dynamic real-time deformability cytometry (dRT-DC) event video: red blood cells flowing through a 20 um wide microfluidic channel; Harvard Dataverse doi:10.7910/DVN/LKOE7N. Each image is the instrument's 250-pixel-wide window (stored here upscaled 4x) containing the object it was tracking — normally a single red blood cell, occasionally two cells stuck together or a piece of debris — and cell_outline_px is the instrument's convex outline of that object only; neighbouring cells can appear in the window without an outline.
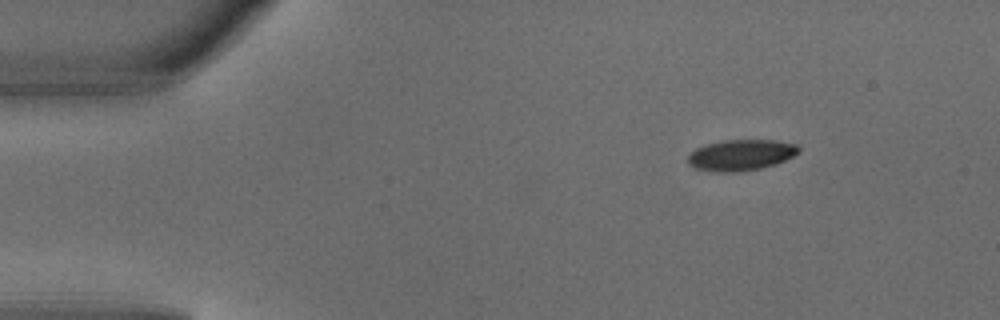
{"species": "common noctule bat (a hibernating species)", "species_latin": "Nyctalus noctula", "temperature_condition": "warm", "stored_images_in_passage": 3, "camera_frame_rate_fps": 3000, "um_per_image_px": 0.085, "animal": {"sex": "male", "body_mass_g": 18.8}, "frame": {"image": 1, "passage_image": 3, "time_ms": 0.667, "image_size_px": [1000, 320], "cell_outline_px": [[800, 152], [776, 164], [760, 168], [740, 172], [712, 172], [692, 168], [688, 164], [688, 156], [696, 148], [720, 140], [772, 140], [796, 144], [800, 148]], "centroid_in_image_um": [62.95, 13.19], "position_along_channel_um": 22.1, "area_um2": 20.11}}